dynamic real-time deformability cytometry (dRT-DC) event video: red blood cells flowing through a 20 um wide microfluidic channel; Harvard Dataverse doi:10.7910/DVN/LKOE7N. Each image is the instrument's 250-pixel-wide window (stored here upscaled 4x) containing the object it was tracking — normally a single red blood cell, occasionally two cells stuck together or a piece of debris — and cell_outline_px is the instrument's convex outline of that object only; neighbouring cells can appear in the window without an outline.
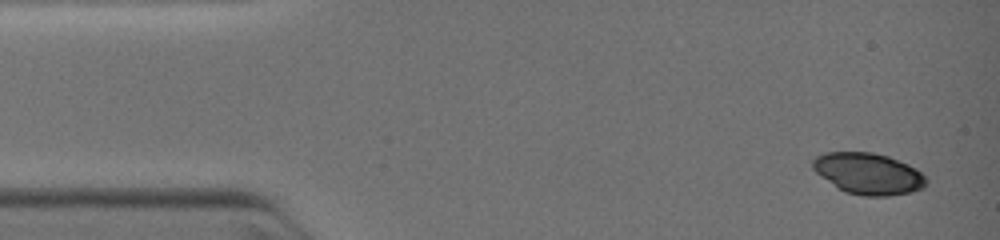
{"species": "common noctule bat (a hibernating species)", "species_latin": "Nyctalus noctula", "temperature_condition": "warm", "stored_images_in_passage": 10, "camera_frame_rate_fps": 3000, "um_per_image_px": 0.085, "animal": {"sex": "female", "body_mass_g": 19.0, "forearm_length_mm": 51.5}, "frame": {"image": 1, "passage_image": 1, "time_ms": 0.0, "image_size_px": [1000, 240], "cell_outline_px": [[928, 180], [924, 188], [912, 192], [888, 196], [864, 196], [844, 192], [836, 188], [820, 176], [812, 168], [812, 160], [816, 156], [824, 152], [872, 152], [888, 156], [908, 164], [916, 168]], "centroid_in_image_um": [73.79, 14.76], "position_along_channel_um": 11.2, "area_um2": 27.63}}
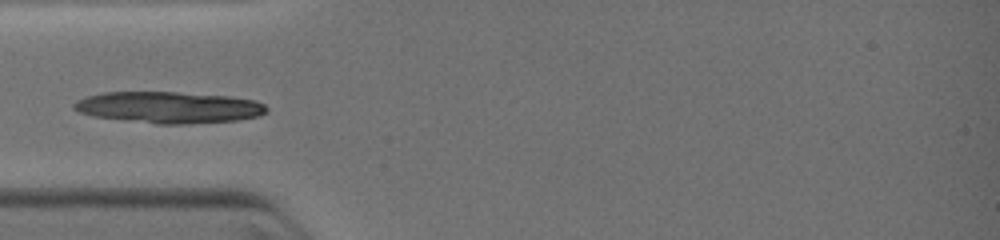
{"frame": {"image": 2, "passage_image": 9, "time_ms": 3.333, "image_size_px": [1000, 240], "cell_outline_px": [[268, 112], [260, 116], [240, 120], [184, 124], [156, 124], [92, 116], [80, 112], [72, 108], [72, 104], [76, 100], [88, 96], [104, 92], [176, 92], [232, 96], [256, 100], [264, 104], [268, 108]], "centroid_in_image_um": [14.39, 9.13], "position_along_channel_um": 70.6, "area_um2": 35.66}}